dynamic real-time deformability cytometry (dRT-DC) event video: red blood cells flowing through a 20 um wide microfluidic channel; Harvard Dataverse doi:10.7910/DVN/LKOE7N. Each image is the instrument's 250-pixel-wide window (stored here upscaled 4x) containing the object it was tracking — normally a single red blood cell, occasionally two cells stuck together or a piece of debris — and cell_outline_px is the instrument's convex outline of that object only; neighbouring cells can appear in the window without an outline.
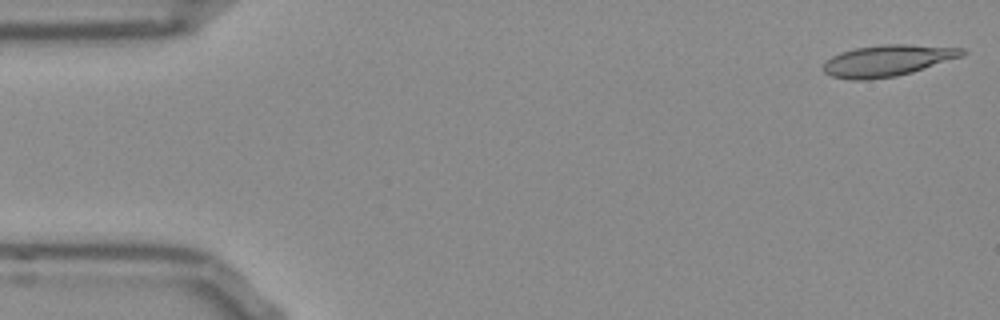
{"species": "Egyptian fruit bat (a non-hibernating species)", "species_latin": "Rousettus aegyptiacus", "temperature_condition": "room temperature", "stored_images_in_passage": 52, "camera_frame_rate_fps": 3000, "um_per_image_px": 0.085, "frame": {"image": 1, "passage_image": 1, "time_ms": 0.0, "image_size_px": [1000, 320], "cell_outline_px": [[968, 52], [964, 56], [912, 72], [896, 76], [868, 80], [852, 80], [832, 76], [824, 72], [824, 64], [832, 56], [840, 52], [856, 48], [884, 44], [908, 44], [964, 48]], "centroid_in_image_um": [75.49, 5.15], "position_along_channel_um": 9.5, "area_um2": 25.37}}
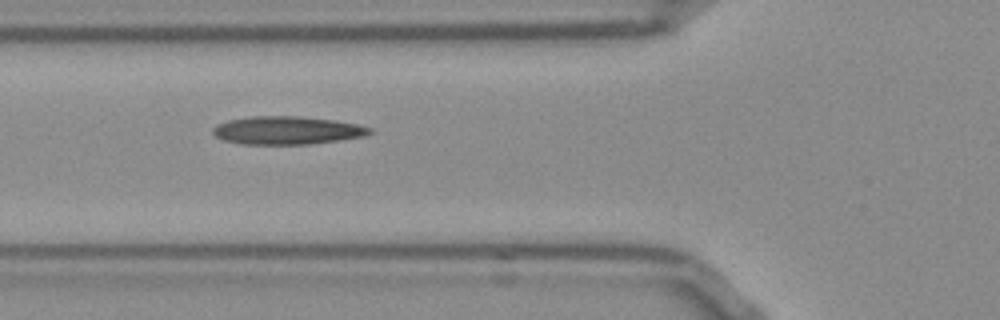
{"frame": {"image": 2, "passage_image": 18, "time_ms": 5.667, "image_size_px": [1000, 320], "cell_outline_px": [[372, 132], [364, 136], [308, 144], [240, 144], [224, 140], [216, 136], [212, 132], [212, 128], [216, 124], [228, 120], [248, 116], [300, 116], [332, 120], [356, 124], [372, 128]], "centroid_in_image_um": [24.34, 11.07], "position_along_channel_um": 101.5, "area_um2": 25.55}}
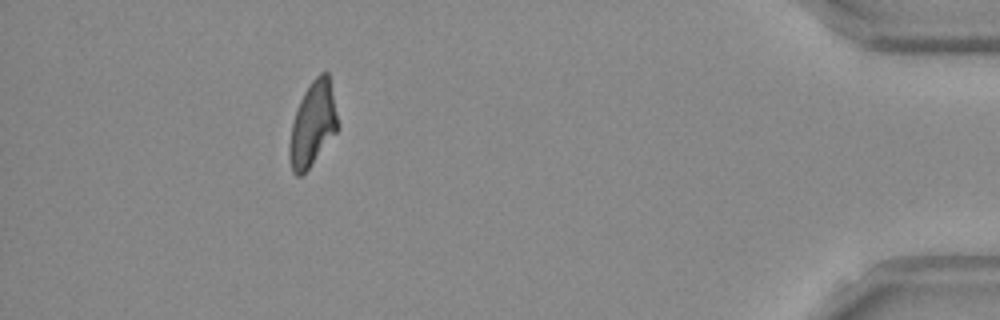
{"frame": {"image": 3, "passage_image": 47, "time_ms": 15.333, "image_size_px": [1000, 320], "cell_outline_px": [[336, 132], [308, 168], [300, 176], [296, 176], [292, 172], [288, 156], [288, 144], [292, 124], [300, 100], [304, 92], [312, 80], [320, 72], [328, 72], [336, 116]], "centroid_in_image_um": [26.52, 10.57], "position_along_channel_um": 408.7, "area_um2": 23.06}, "authors_computed_cell_mechanics": {"area_um2": 24.4783, "velocity_mm_per_s": 3.794, "shape_relaxation_time_tau1_ms": null, "shape_relaxation_time_tau2_ms": 5.9142, "deformation_change_tau1": null, "deformation_change_tau2": 0.1511}}